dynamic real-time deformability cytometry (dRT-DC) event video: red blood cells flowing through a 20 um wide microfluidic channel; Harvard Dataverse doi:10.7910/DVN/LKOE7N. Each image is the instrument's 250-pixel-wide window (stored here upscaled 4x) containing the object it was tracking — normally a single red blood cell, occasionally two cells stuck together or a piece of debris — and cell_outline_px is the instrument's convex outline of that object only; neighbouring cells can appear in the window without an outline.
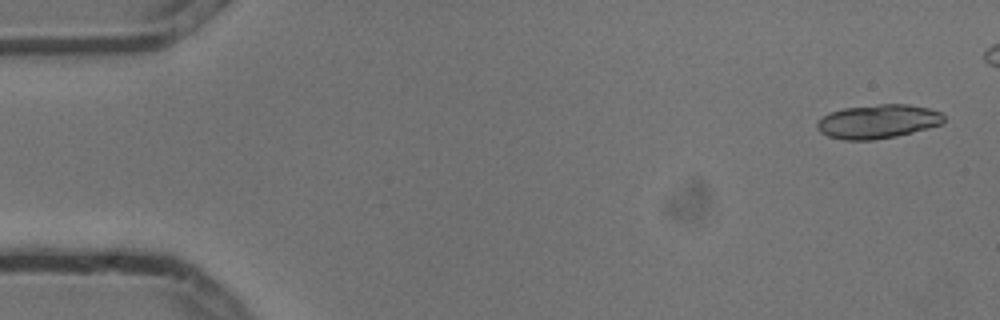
{"species": "common noctule bat (a hibernating species)", "species_latin": "Nyctalus noctula", "temperature_condition": "cold", "stored_images_in_passage": 6, "camera_frame_rate_fps": 3000, "um_per_image_px": 0.085, "animal": {"sex": "male", "body_mass_g": 13.3}, "frame": {"image": 1, "passage_image": 1, "time_ms": 0.0, "image_size_px": [1000, 320], "cell_outline_px": [[944, 120], [940, 124], [928, 128], [896, 136], [872, 140], [844, 140], [828, 136], [820, 132], [816, 128], [816, 124], [824, 116], [832, 112], [844, 108], [880, 104], [908, 104], [928, 108], [940, 112], [944, 116]], "centroid_in_image_um": [74.61, 10.33], "position_along_channel_um": 10.4, "area_um2": 24.85}}